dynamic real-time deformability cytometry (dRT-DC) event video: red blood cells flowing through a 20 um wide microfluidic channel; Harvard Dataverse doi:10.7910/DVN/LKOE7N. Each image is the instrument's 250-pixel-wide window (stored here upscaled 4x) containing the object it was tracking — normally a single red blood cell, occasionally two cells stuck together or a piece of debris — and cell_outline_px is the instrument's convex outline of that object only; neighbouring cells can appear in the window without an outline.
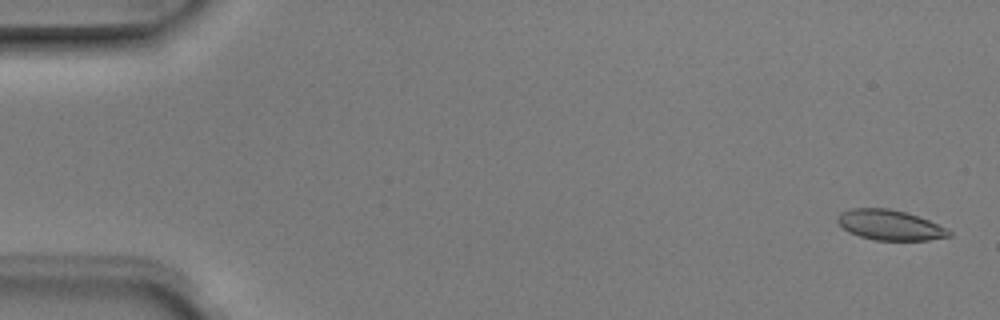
{"species": "Egyptian fruit bat (a non-hibernating species)", "species_latin": "Rousettus aegyptiacus", "temperature_condition": "room temperature", "stored_images_in_passage": 3, "camera_frame_rate_fps": 3000, "um_per_image_px": 0.085, "animal": {"sex": "male"}, "frame": {"image": 1, "passage_image": 1, "time_ms": 0.0, "image_size_px": [1000, 320], "cell_outline_px": [[952, 236], [928, 240], [876, 240], [860, 236], [848, 232], [836, 220], [836, 216], [840, 212], [848, 208], [888, 208], [904, 212], [928, 220], [952, 232]], "centroid_in_image_um": [75.59, 19.12], "position_along_channel_um": 9.4, "area_um2": 19.48}}
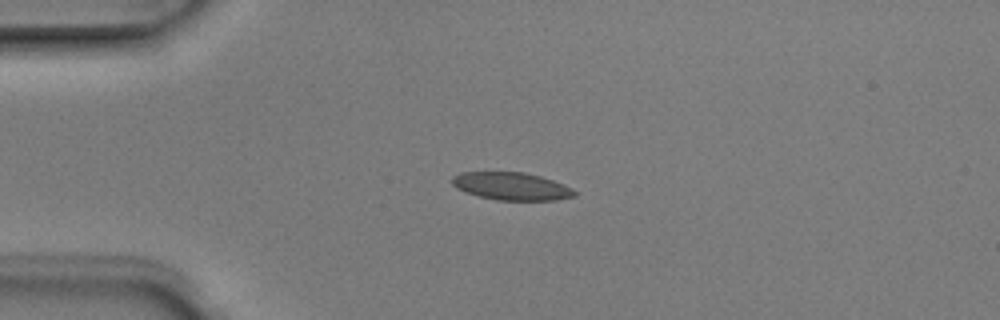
{"frame": {"image": 2, "passage_image": 2, "time_ms": 0.333, "image_size_px": [1000, 320], "cell_outline_px": [[576, 196], [556, 200], [496, 200], [464, 192], [456, 188], [452, 184], [452, 176], [460, 172], [524, 172], [540, 176], [552, 180], [572, 188], [576, 192]], "centroid_in_image_um": [43.45, 15.83], "position_along_channel_um": 41.5, "area_um2": 19.77}}